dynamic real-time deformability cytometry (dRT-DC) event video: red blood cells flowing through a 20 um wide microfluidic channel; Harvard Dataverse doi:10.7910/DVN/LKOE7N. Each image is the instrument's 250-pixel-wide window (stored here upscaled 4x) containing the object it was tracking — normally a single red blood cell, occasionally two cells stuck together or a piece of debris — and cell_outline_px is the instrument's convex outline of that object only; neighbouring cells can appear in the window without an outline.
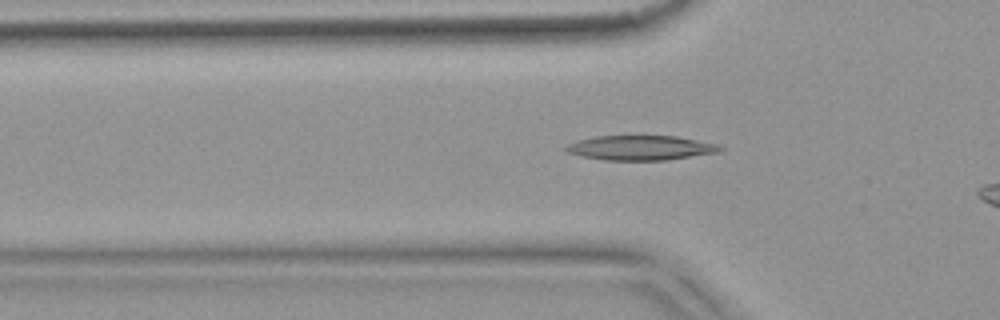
{"species": "common noctule bat (a hibernating species)", "species_latin": "Nyctalus noctula", "temperature_condition": "warm", "stored_images_in_passage": 40, "camera_frame_rate_fps": 3000, "um_per_image_px": 0.085, "animal": {"sex": "female", "body_mass_g": 18.4}, "frame": {"image": 1, "passage_image": 11, "time_ms": 3.333, "image_size_px": [1000, 320], "cell_outline_px": [[724, 148], [720, 152], [668, 160], [604, 160], [584, 156], [568, 152], [564, 148], [568, 144], [580, 140], [596, 136], [676, 136], [716, 144]], "centroid_in_image_um": [54.49, 12.57], "position_along_channel_um": 71.3, "area_um2": 21.91}}
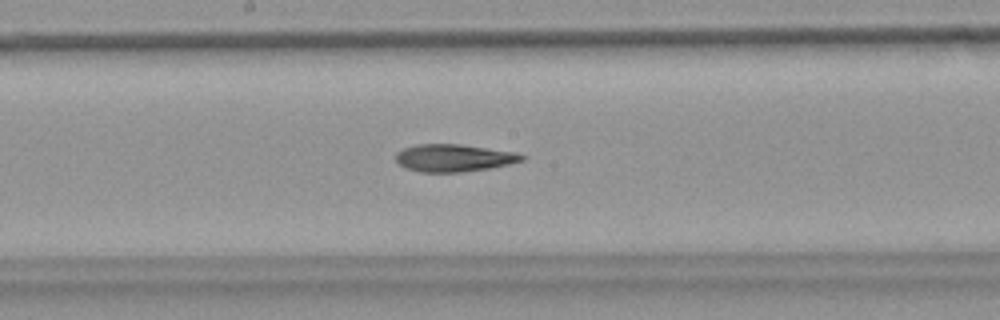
{"frame": {"image": 2, "passage_image": 22, "time_ms": 7.0, "image_size_px": [1000, 320], "cell_outline_px": [[524, 160], [508, 164], [488, 168], [460, 172], [420, 172], [404, 168], [396, 160], [396, 152], [404, 148], [416, 144], [460, 144], [512, 152], [524, 156]], "centroid_in_image_um": [38.5, 13.42], "position_along_channel_um": 209.7, "area_um2": 19.88}}
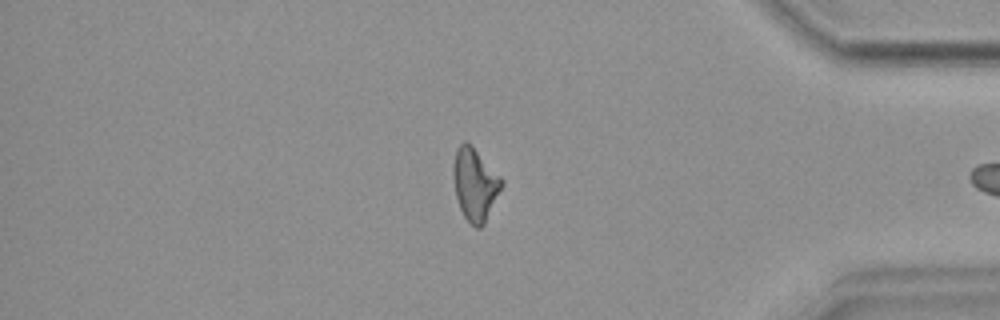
{"frame": {"image": 3, "passage_image": 39, "time_ms": 12.667, "image_size_px": [1000, 320], "cell_outline_px": [[504, 180], [484, 224], [480, 228], [476, 228], [464, 216], [460, 208], [456, 196], [452, 172], [452, 168], [456, 148], [464, 140], [472, 144]], "centroid_in_image_um": [40.35, 15.61], "position_along_channel_um": 394.9, "area_um2": 20.29}}